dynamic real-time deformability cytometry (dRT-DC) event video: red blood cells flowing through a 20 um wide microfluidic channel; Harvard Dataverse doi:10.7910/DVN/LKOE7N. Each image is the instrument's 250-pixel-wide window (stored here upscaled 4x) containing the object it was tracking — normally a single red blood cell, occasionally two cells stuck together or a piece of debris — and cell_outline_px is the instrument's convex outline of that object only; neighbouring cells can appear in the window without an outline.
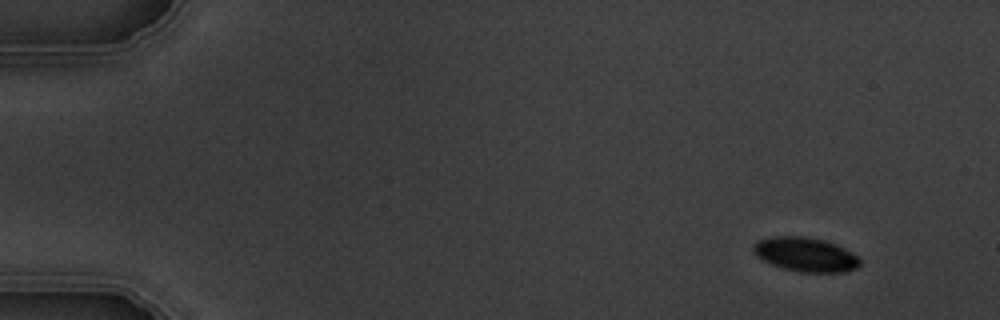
{"species": "common noctule bat (a hibernating species)", "species_latin": "Nyctalus noctula", "temperature_condition": "warm", "stored_images_in_passage": 10, "camera_frame_rate_fps": 3000, "um_per_image_px": 0.085, "animal": {"sex": "male", "body_mass_g": 19.5, "forearm_length_mm": 54.6}, "frame": {"image": 1, "passage_image": 1, "time_ms": 0.0, "image_size_px": [1000, 320], "cell_outline_px": [[860, 264], [856, 268], [844, 272], [800, 272], [784, 268], [772, 264], [756, 256], [752, 252], [752, 244], [756, 240], [772, 236], [808, 236], [824, 240], [836, 244], [860, 256]], "centroid_in_image_um": [68.45, 21.61], "position_along_channel_um": 16.5, "area_um2": 21.5}}
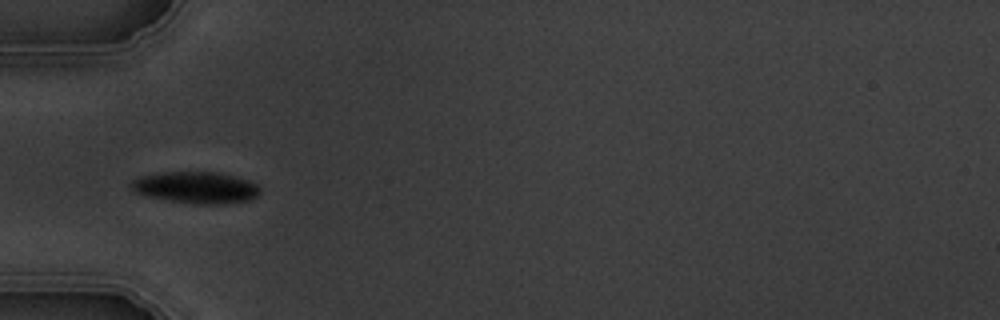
{"frame": {"image": 2, "passage_image": 5, "time_ms": 4.667, "image_size_px": [1000, 320], "cell_outline_px": [[260, 192], [256, 196], [248, 200], [224, 204], [192, 204], [168, 200], [148, 196], [132, 192], [128, 184], [132, 180], [140, 176], [164, 172], [220, 172], [236, 176], [248, 180], [256, 184], [260, 188]], "centroid_in_image_um": [16.62, 15.94], "position_along_channel_um": 68.4, "area_um2": 23.99}}